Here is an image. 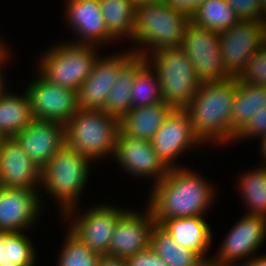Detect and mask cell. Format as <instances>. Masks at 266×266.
Wrapping results in <instances>:
<instances>
[{"label": "cell", "instance_id": "603a6c76", "mask_svg": "<svg viewBox=\"0 0 266 266\" xmlns=\"http://www.w3.org/2000/svg\"><path fill=\"white\" fill-rule=\"evenodd\" d=\"M21 94L7 90L0 96V133L5 138L15 137L34 120L29 94Z\"/></svg>", "mask_w": 266, "mask_h": 266}, {"label": "cell", "instance_id": "e575fe53", "mask_svg": "<svg viewBox=\"0 0 266 266\" xmlns=\"http://www.w3.org/2000/svg\"><path fill=\"white\" fill-rule=\"evenodd\" d=\"M238 21H262L260 0H226Z\"/></svg>", "mask_w": 266, "mask_h": 266}, {"label": "cell", "instance_id": "4fadbf2b", "mask_svg": "<svg viewBox=\"0 0 266 266\" xmlns=\"http://www.w3.org/2000/svg\"><path fill=\"white\" fill-rule=\"evenodd\" d=\"M153 149L169 168L179 167L177 158L203 143L196 136L189 115L174 109L151 140ZM190 149V150H189Z\"/></svg>", "mask_w": 266, "mask_h": 266}, {"label": "cell", "instance_id": "9c48e42d", "mask_svg": "<svg viewBox=\"0 0 266 266\" xmlns=\"http://www.w3.org/2000/svg\"><path fill=\"white\" fill-rule=\"evenodd\" d=\"M265 43V21H239L220 32V53L225 72L231 78H237L251 55Z\"/></svg>", "mask_w": 266, "mask_h": 266}, {"label": "cell", "instance_id": "4316f807", "mask_svg": "<svg viewBox=\"0 0 266 266\" xmlns=\"http://www.w3.org/2000/svg\"><path fill=\"white\" fill-rule=\"evenodd\" d=\"M150 248L168 266H198L202 257L196 251L179 246L159 224L151 231Z\"/></svg>", "mask_w": 266, "mask_h": 266}, {"label": "cell", "instance_id": "e0dca14e", "mask_svg": "<svg viewBox=\"0 0 266 266\" xmlns=\"http://www.w3.org/2000/svg\"><path fill=\"white\" fill-rule=\"evenodd\" d=\"M128 209L117 221L110 244L109 256L127 260L150 247V235L156 224L155 219L146 206L140 212Z\"/></svg>", "mask_w": 266, "mask_h": 266}, {"label": "cell", "instance_id": "ee69618b", "mask_svg": "<svg viewBox=\"0 0 266 266\" xmlns=\"http://www.w3.org/2000/svg\"><path fill=\"white\" fill-rule=\"evenodd\" d=\"M260 4L262 7V21L266 22V0H260Z\"/></svg>", "mask_w": 266, "mask_h": 266}, {"label": "cell", "instance_id": "6da1fadb", "mask_svg": "<svg viewBox=\"0 0 266 266\" xmlns=\"http://www.w3.org/2000/svg\"><path fill=\"white\" fill-rule=\"evenodd\" d=\"M209 182L189 167L170 168L160 182L152 185L146 205L156 224L173 218L204 216L217 196L214 184Z\"/></svg>", "mask_w": 266, "mask_h": 266}, {"label": "cell", "instance_id": "2e32d148", "mask_svg": "<svg viewBox=\"0 0 266 266\" xmlns=\"http://www.w3.org/2000/svg\"><path fill=\"white\" fill-rule=\"evenodd\" d=\"M38 189L0 187V232H27L32 228L43 210Z\"/></svg>", "mask_w": 266, "mask_h": 266}, {"label": "cell", "instance_id": "cb8c5ba5", "mask_svg": "<svg viewBox=\"0 0 266 266\" xmlns=\"http://www.w3.org/2000/svg\"><path fill=\"white\" fill-rule=\"evenodd\" d=\"M147 64L145 57L135 56L121 71L112 86L103 111L109 115L121 118L132 109L131 89L138 72Z\"/></svg>", "mask_w": 266, "mask_h": 266}, {"label": "cell", "instance_id": "ab89813d", "mask_svg": "<svg viewBox=\"0 0 266 266\" xmlns=\"http://www.w3.org/2000/svg\"><path fill=\"white\" fill-rule=\"evenodd\" d=\"M96 266H127L123 259L115 258L109 255H102L99 257Z\"/></svg>", "mask_w": 266, "mask_h": 266}, {"label": "cell", "instance_id": "d6a6232c", "mask_svg": "<svg viewBox=\"0 0 266 266\" xmlns=\"http://www.w3.org/2000/svg\"><path fill=\"white\" fill-rule=\"evenodd\" d=\"M237 79L241 83L266 87V43L251 55Z\"/></svg>", "mask_w": 266, "mask_h": 266}, {"label": "cell", "instance_id": "7bdbcfd3", "mask_svg": "<svg viewBox=\"0 0 266 266\" xmlns=\"http://www.w3.org/2000/svg\"><path fill=\"white\" fill-rule=\"evenodd\" d=\"M259 143L261 144L260 145V151H261L260 154L262 157H264V160H266V135L259 140Z\"/></svg>", "mask_w": 266, "mask_h": 266}, {"label": "cell", "instance_id": "836d02e7", "mask_svg": "<svg viewBox=\"0 0 266 266\" xmlns=\"http://www.w3.org/2000/svg\"><path fill=\"white\" fill-rule=\"evenodd\" d=\"M266 135V106L262 107L260 110L251 116L248 123L236 134L234 142L239 140H249L256 139L260 140ZM253 137V138H252ZM249 138V139H248Z\"/></svg>", "mask_w": 266, "mask_h": 266}, {"label": "cell", "instance_id": "d590c367", "mask_svg": "<svg viewBox=\"0 0 266 266\" xmlns=\"http://www.w3.org/2000/svg\"><path fill=\"white\" fill-rule=\"evenodd\" d=\"M127 266H168L166 262L148 247L146 250L137 252L126 260Z\"/></svg>", "mask_w": 266, "mask_h": 266}, {"label": "cell", "instance_id": "5bb4252c", "mask_svg": "<svg viewBox=\"0 0 266 266\" xmlns=\"http://www.w3.org/2000/svg\"><path fill=\"white\" fill-rule=\"evenodd\" d=\"M113 158L125 172L136 178H153L152 185L160 182L170 168L153 149L151 141L118 134Z\"/></svg>", "mask_w": 266, "mask_h": 266}, {"label": "cell", "instance_id": "d6986e66", "mask_svg": "<svg viewBox=\"0 0 266 266\" xmlns=\"http://www.w3.org/2000/svg\"><path fill=\"white\" fill-rule=\"evenodd\" d=\"M14 138L41 170L66 144L65 124L34 119Z\"/></svg>", "mask_w": 266, "mask_h": 266}, {"label": "cell", "instance_id": "74e56055", "mask_svg": "<svg viewBox=\"0 0 266 266\" xmlns=\"http://www.w3.org/2000/svg\"><path fill=\"white\" fill-rule=\"evenodd\" d=\"M9 45H6L1 51H0V96L3 95L8 89L5 87L6 82L5 78L3 76V72L5 71V68L3 69V65L6 64L5 62L9 60L10 56L8 55L11 53L9 50L10 47H7ZM3 70V71H2Z\"/></svg>", "mask_w": 266, "mask_h": 266}, {"label": "cell", "instance_id": "f1b7e54d", "mask_svg": "<svg viewBox=\"0 0 266 266\" xmlns=\"http://www.w3.org/2000/svg\"><path fill=\"white\" fill-rule=\"evenodd\" d=\"M36 256L25 232H0V266H35Z\"/></svg>", "mask_w": 266, "mask_h": 266}, {"label": "cell", "instance_id": "8992f818", "mask_svg": "<svg viewBox=\"0 0 266 266\" xmlns=\"http://www.w3.org/2000/svg\"><path fill=\"white\" fill-rule=\"evenodd\" d=\"M145 58L158 76L162 101L174 109H184L201 84L184 50L162 48Z\"/></svg>", "mask_w": 266, "mask_h": 266}, {"label": "cell", "instance_id": "277c9868", "mask_svg": "<svg viewBox=\"0 0 266 266\" xmlns=\"http://www.w3.org/2000/svg\"><path fill=\"white\" fill-rule=\"evenodd\" d=\"M92 162L65 144L41 169L39 188L43 187L48 196L56 200L61 216L78 207Z\"/></svg>", "mask_w": 266, "mask_h": 266}, {"label": "cell", "instance_id": "9a60e30c", "mask_svg": "<svg viewBox=\"0 0 266 266\" xmlns=\"http://www.w3.org/2000/svg\"><path fill=\"white\" fill-rule=\"evenodd\" d=\"M266 239V218L260 215L244 214L223 239L215 255L221 259L248 264L262 248ZM247 258V259H246Z\"/></svg>", "mask_w": 266, "mask_h": 266}, {"label": "cell", "instance_id": "484cf974", "mask_svg": "<svg viewBox=\"0 0 266 266\" xmlns=\"http://www.w3.org/2000/svg\"><path fill=\"white\" fill-rule=\"evenodd\" d=\"M107 31L116 39L133 40L136 9L129 0H99ZM123 37V38H122Z\"/></svg>", "mask_w": 266, "mask_h": 266}, {"label": "cell", "instance_id": "ba28073f", "mask_svg": "<svg viewBox=\"0 0 266 266\" xmlns=\"http://www.w3.org/2000/svg\"><path fill=\"white\" fill-rule=\"evenodd\" d=\"M114 205V206H113ZM93 207V208H92ZM78 214L79 208L74 207L67 211L63 216L68 220V228L76 234L88 248L102 256L109 255L113 230L118 219L128 210L120 208L115 204L94 205ZM76 211V212H75ZM78 214V215H77ZM75 217V218H74Z\"/></svg>", "mask_w": 266, "mask_h": 266}, {"label": "cell", "instance_id": "f35d334b", "mask_svg": "<svg viewBox=\"0 0 266 266\" xmlns=\"http://www.w3.org/2000/svg\"><path fill=\"white\" fill-rule=\"evenodd\" d=\"M236 263L227 261L217 257L216 255L212 256H202L198 266H234ZM235 266H238L237 264Z\"/></svg>", "mask_w": 266, "mask_h": 266}, {"label": "cell", "instance_id": "44dd1931", "mask_svg": "<svg viewBox=\"0 0 266 266\" xmlns=\"http://www.w3.org/2000/svg\"><path fill=\"white\" fill-rule=\"evenodd\" d=\"M204 218L205 216L173 218L163 220L159 225L179 246L205 256L211 247L213 231Z\"/></svg>", "mask_w": 266, "mask_h": 266}, {"label": "cell", "instance_id": "83f0119b", "mask_svg": "<svg viewBox=\"0 0 266 266\" xmlns=\"http://www.w3.org/2000/svg\"><path fill=\"white\" fill-rule=\"evenodd\" d=\"M237 179V188L248 207L245 213L266 218V164L241 173Z\"/></svg>", "mask_w": 266, "mask_h": 266}, {"label": "cell", "instance_id": "7402d4cb", "mask_svg": "<svg viewBox=\"0 0 266 266\" xmlns=\"http://www.w3.org/2000/svg\"><path fill=\"white\" fill-rule=\"evenodd\" d=\"M173 107L165 102L132 108L119 119L120 133L135 139L151 141Z\"/></svg>", "mask_w": 266, "mask_h": 266}, {"label": "cell", "instance_id": "7c38bea8", "mask_svg": "<svg viewBox=\"0 0 266 266\" xmlns=\"http://www.w3.org/2000/svg\"><path fill=\"white\" fill-rule=\"evenodd\" d=\"M128 49L99 57L90 76L84 80L77 91L80 109H103L122 69L136 56L130 48Z\"/></svg>", "mask_w": 266, "mask_h": 266}, {"label": "cell", "instance_id": "60d3db41", "mask_svg": "<svg viewBox=\"0 0 266 266\" xmlns=\"http://www.w3.org/2000/svg\"><path fill=\"white\" fill-rule=\"evenodd\" d=\"M257 255L245 266H266V254Z\"/></svg>", "mask_w": 266, "mask_h": 266}, {"label": "cell", "instance_id": "8fae6325", "mask_svg": "<svg viewBox=\"0 0 266 266\" xmlns=\"http://www.w3.org/2000/svg\"><path fill=\"white\" fill-rule=\"evenodd\" d=\"M25 89L31 100L34 119L66 124L79 109L77 91L47 80L38 70Z\"/></svg>", "mask_w": 266, "mask_h": 266}, {"label": "cell", "instance_id": "3957f363", "mask_svg": "<svg viewBox=\"0 0 266 266\" xmlns=\"http://www.w3.org/2000/svg\"><path fill=\"white\" fill-rule=\"evenodd\" d=\"M190 23L188 14L169 7L164 0L139 6L132 40L137 45L130 49L136 56L146 57L162 48L181 47Z\"/></svg>", "mask_w": 266, "mask_h": 266}, {"label": "cell", "instance_id": "8d00e7d4", "mask_svg": "<svg viewBox=\"0 0 266 266\" xmlns=\"http://www.w3.org/2000/svg\"><path fill=\"white\" fill-rule=\"evenodd\" d=\"M165 3L176 10L185 12L191 16L194 12V0H164Z\"/></svg>", "mask_w": 266, "mask_h": 266}, {"label": "cell", "instance_id": "7a4b0ae2", "mask_svg": "<svg viewBox=\"0 0 266 266\" xmlns=\"http://www.w3.org/2000/svg\"><path fill=\"white\" fill-rule=\"evenodd\" d=\"M237 78L201 83L184 110L203 144L232 143V108Z\"/></svg>", "mask_w": 266, "mask_h": 266}, {"label": "cell", "instance_id": "ffe728a7", "mask_svg": "<svg viewBox=\"0 0 266 266\" xmlns=\"http://www.w3.org/2000/svg\"><path fill=\"white\" fill-rule=\"evenodd\" d=\"M40 173L41 170L14 137L3 140L0 147V187L39 188Z\"/></svg>", "mask_w": 266, "mask_h": 266}, {"label": "cell", "instance_id": "30bf717a", "mask_svg": "<svg viewBox=\"0 0 266 266\" xmlns=\"http://www.w3.org/2000/svg\"><path fill=\"white\" fill-rule=\"evenodd\" d=\"M181 48L194 66L201 83L228 80L220 53L219 33L207 28L188 25Z\"/></svg>", "mask_w": 266, "mask_h": 266}, {"label": "cell", "instance_id": "d4e9b609", "mask_svg": "<svg viewBox=\"0 0 266 266\" xmlns=\"http://www.w3.org/2000/svg\"><path fill=\"white\" fill-rule=\"evenodd\" d=\"M266 106V87L238 81L232 108V143L253 114Z\"/></svg>", "mask_w": 266, "mask_h": 266}, {"label": "cell", "instance_id": "ac0fdd59", "mask_svg": "<svg viewBox=\"0 0 266 266\" xmlns=\"http://www.w3.org/2000/svg\"><path fill=\"white\" fill-rule=\"evenodd\" d=\"M64 2V15L68 26H71V30L78 35L72 43L99 47L100 44L102 46L116 42V39L107 31L99 0H65Z\"/></svg>", "mask_w": 266, "mask_h": 266}, {"label": "cell", "instance_id": "4dcf8cb0", "mask_svg": "<svg viewBox=\"0 0 266 266\" xmlns=\"http://www.w3.org/2000/svg\"><path fill=\"white\" fill-rule=\"evenodd\" d=\"M162 102L161 88L156 72L147 63L136 75L131 89L132 108Z\"/></svg>", "mask_w": 266, "mask_h": 266}, {"label": "cell", "instance_id": "b9f144b4", "mask_svg": "<svg viewBox=\"0 0 266 266\" xmlns=\"http://www.w3.org/2000/svg\"><path fill=\"white\" fill-rule=\"evenodd\" d=\"M162 0H129V2L134 6L136 9L139 6L147 5V4H153L160 2Z\"/></svg>", "mask_w": 266, "mask_h": 266}, {"label": "cell", "instance_id": "f6af8a7d", "mask_svg": "<svg viewBox=\"0 0 266 266\" xmlns=\"http://www.w3.org/2000/svg\"><path fill=\"white\" fill-rule=\"evenodd\" d=\"M207 0H194V11L197 8L198 5H200L201 3L206 2Z\"/></svg>", "mask_w": 266, "mask_h": 266}, {"label": "cell", "instance_id": "f546056e", "mask_svg": "<svg viewBox=\"0 0 266 266\" xmlns=\"http://www.w3.org/2000/svg\"><path fill=\"white\" fill-rule=\"evenodd\" d=\"M190 17L196 26L218 33L228 30L239 22L235 11L226 0H207L198 5Z\"/></svg>", "mask_w": 266, "mask_h": 266}, {"label": "cell", "instance_id": "bcb514c9", "mask_svg": "<svg viewBox=\"0 0 266 266\" xmlns=\"http://www.w3.org/2000/svg\"><path fill=\"white\" fill-rule=\"evenodd\" d=\"M7 45V43L3 42L1 36H0V51Z\"/></svg>", "mask_w": 266, "mask_h": 266}, {"label": "cell", "instance_id": "1f68e13d", "mask_svg": "<svg viewBox=\"0 0 266 266\" xmlns=\"http://www.w3.org/2000/svg\"><path fill=\"white\" fill-rule=\"evenodd\" d=\"M66 233L57 266H96L100 255L92 252L69 228Z\"/></svg>", "mask_w": 266, "mask_h": 266}, {"label": "cell", "instance_id": "7dc6e473", "mask_svg": "<svg viewBox=\"0 0 266 266\" xmlns=\"http://www.w3.org/2000/svg\"><path fill=\"white\" fill-rule=\"evenodd\" d=\"M4 139H5V137L0 133V147H1V144H2Z\"/></svg>", "mask_w": 266, "mask_h": 266}, {"label": "cell", "instance_id": "5b68a950", "mask_svg": "<svg viewBox=\"0 0 266 266\" xmlns=\"http://www.w3.org/2000/svg\"><path fill=\"white\" fill-rule=\"evenodd\" d=\"M119 132V118L103 110L79 108L65 124L66 145L93 163L113 156Z\"/></svg>", "mask_w": 266, "mask_h": 266}, {"label": "cell", "instance_id": "52a82bcc", "mask_svg": "<svg viewBox=\"0 0 266 266\" xmlns=\"http://www.w3.org/2000/svg\"><path fill=\"white\" fill-rule=\"evenodd\" d=\"M97 47L69 41L57 43L43 52L38 71L50 82L78 91L101 56Z\"/></svg>", "mask_w": 266, "mask_h": 266}]
</instances>
